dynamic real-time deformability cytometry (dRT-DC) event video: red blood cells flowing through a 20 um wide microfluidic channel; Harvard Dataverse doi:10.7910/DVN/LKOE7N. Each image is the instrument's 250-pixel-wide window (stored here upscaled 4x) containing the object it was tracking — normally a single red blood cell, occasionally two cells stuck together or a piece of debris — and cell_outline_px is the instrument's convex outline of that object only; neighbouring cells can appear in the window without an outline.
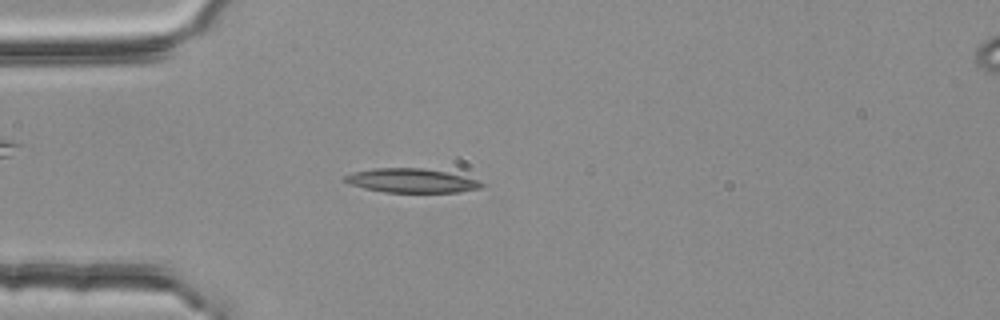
{"species": "common noctule bat (a hibernating species)", "species_latin": "Nyctalus noctula", "temperature_condition": "room temperature", "stored_images_in_passage": 55, "camera_frame_rate_fps": 3000, "um_per_image_px": 0.085, "animal": {"sex": "female", "body_mass_g": 25.1}, "frame": {"image": 1, "passage_image": 15, "time_ms": 4.667, "image_size_px": [1000, 320], "cell_outline_px": [[484, 184], [480, 188], [456, 192], [384, 192], [364, 188], [340, 180], [344, 176], [352, 172], [376, 168], [424, 168], [448, 172], [480, 180]], "centroid_in_image_um": [34.96, 15.34], "position_along_channel_um": 50.0, "area_um2": 19.19}}
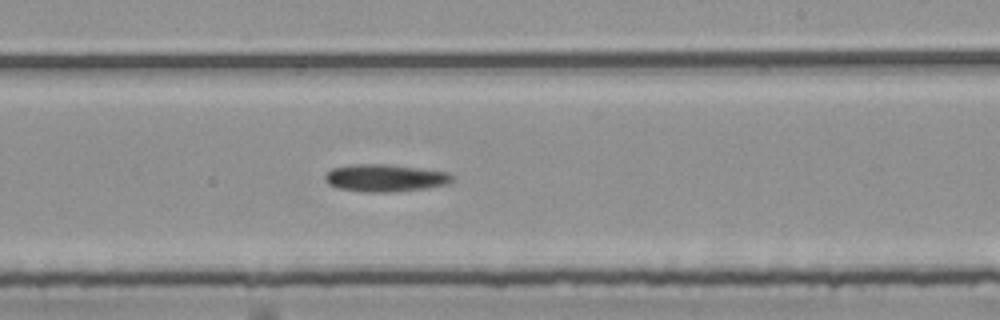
{"frame": {"image": 2, "passage_image": 33, "time_ms": 10.667, "image_size_px": [1000, 320], "cell_outline_px": [[452, 180], [448, 184], [424, 188], [396, 192], [364, 192], [336, 188], [328, 184], [324, 180], [324, 176], [332, 168], [352, 164], [388, 164], [420, 168], [448, 172], [452, 176]], "centroid_in_image_um": [32.69, 15.13], "position_along_channel_um": 256.3, "area_um2": 20.4}}
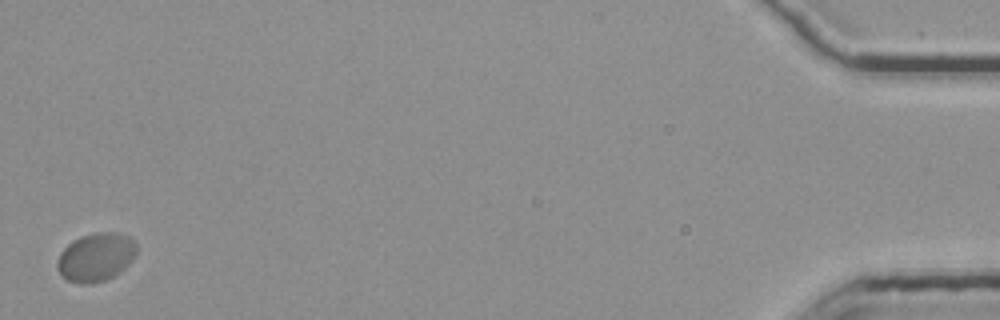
{"frame": {"image": 3, "passage_image": 55, "time_ms": 18.0, "image_size_px": [1000, 320], "cell_outline_px": [[136, 256], [120, 272], [104, 280], [92, 284], [76, 284], [68, 280], [56, 268], [56, 264], [60, 252], [72, 240], [80, 236], [96, 232], [120, 232], [128, 236], [136, 244]], "centroid_in_image_um": [8.14, 21.85], "position_along_channel_um": 427.1, "area_um2": 22.54}}